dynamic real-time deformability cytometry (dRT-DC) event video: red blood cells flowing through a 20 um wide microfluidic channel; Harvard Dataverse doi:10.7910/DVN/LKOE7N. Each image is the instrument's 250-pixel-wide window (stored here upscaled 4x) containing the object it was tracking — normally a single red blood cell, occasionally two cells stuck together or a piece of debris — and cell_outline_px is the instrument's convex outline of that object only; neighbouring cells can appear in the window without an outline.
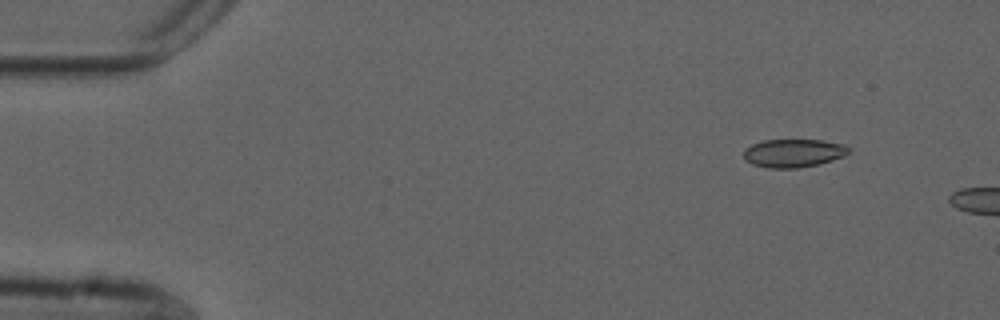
{"species": "common noctule bat (a hibernating species)", "species_latin": "Nyctalus noctula", "temperature_condition": "cold", "stored_images_in_passage": 12, "camera_frame_rate_fps": 3000, "um_per_image_px": 0.085, "animal": {"sex": "male", "forearm_length_mm": 52.5}, "frame": {"image": 1, "passage_image": 1, "time_ms": 0.0, "image_size_px": [1000, 320], "cell_outline_px": [[852, 152], [844, 156], [832, 160], [816, 164], [796, 168], [768, 168], [752, 164], [744, 160], [744, 152], [752, 144], [764, 140], [820, 140], [844, 144], [852, 148]], "centroid_in_image_um": [67.48, 13.01], "position_along_channel_um": 17.5, "area_um2": 17.28}}